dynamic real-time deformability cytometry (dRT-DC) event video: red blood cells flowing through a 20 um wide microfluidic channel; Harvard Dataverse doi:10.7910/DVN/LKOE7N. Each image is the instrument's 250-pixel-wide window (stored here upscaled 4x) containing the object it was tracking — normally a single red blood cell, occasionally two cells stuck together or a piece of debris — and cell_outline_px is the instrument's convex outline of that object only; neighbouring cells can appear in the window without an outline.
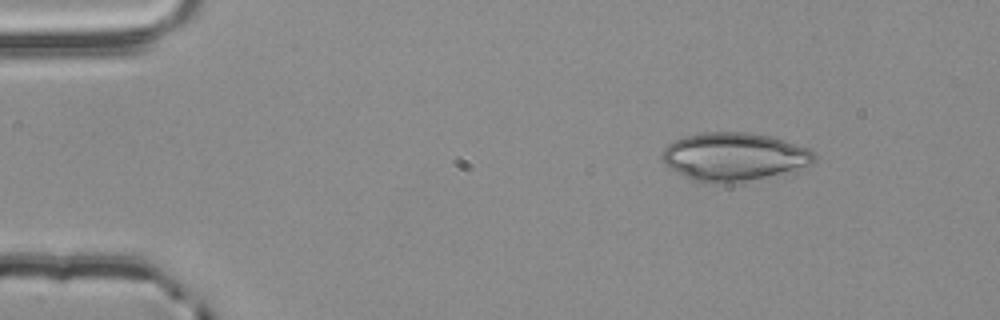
{"species": "common noctule bat (a hibernating species)", "species_latin": "Nyctalus noctula", "temperature_condition": "room temperature", "stored_images_in_passage": 3, "camera_frame_rate_fps": 3000, "um_per_image_px": 0.085, "animal": {"sex": "male", "body_mass_g": 20.4}, "frame": {"image": 1, "passage_image": 1, "time_ms": 0.0, "image_size_px": [1000, 320], "cell_outline_px": [[816, 160], [812, 164], [796, 172], [724, 184], [712, 184], [692, 180], [684, 176], [664, 164], [660, 156], [664, 148], [668, 144], [684, 136], [704, 132], [748, 132], [768, 136], [784, 140], [808, 148], [816, 156]], "centroid_in_image_um": [62.41, 13.34], "position_along_channel_um": 22.6, "area_um2": 43.23}}